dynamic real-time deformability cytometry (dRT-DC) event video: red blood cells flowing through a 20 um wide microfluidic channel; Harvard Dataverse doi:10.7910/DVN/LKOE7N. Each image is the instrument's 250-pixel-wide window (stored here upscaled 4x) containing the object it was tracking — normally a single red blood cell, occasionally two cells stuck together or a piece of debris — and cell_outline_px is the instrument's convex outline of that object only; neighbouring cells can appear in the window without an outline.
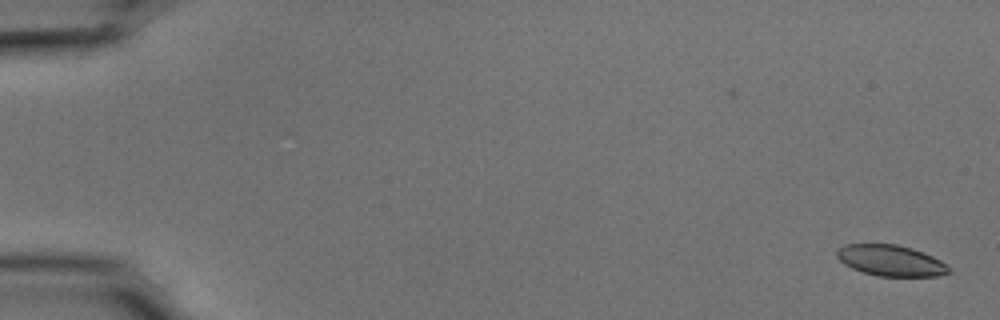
{"species": "common noctule bat (a hibernating species)", "species_latin": "Nyctalus noctula", "temperature_condition": "cold", "stored_images_in_passage": 55, "camera_frame_rate_fps": 3000, "um_per_image_px": 0.085, "animal": {"sex": "male", "body_mass_g": 15.6}, "frame": {"image": 1, "passage_image": 1, "time_ms": 0.0, "image_size_px": [1000, 320], "cell_outline_px": [[952, 272], [936, 276], [876, 276], [852, 268], [844, 264], [836, 256], [836, 252], [844, 244], [896, 244], [912, 248], [924, 252], [948, 264], [952, 268]], "centroid_in_image_um": [75.75, 22.15], "position_along_channel_um": 9.2, "area_um2": 20.35}}
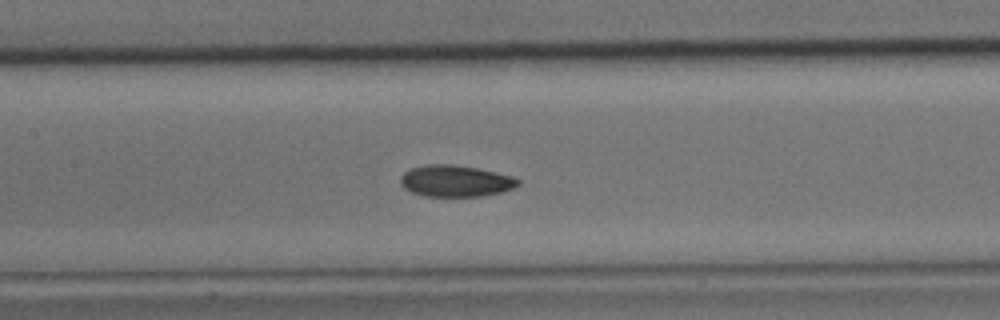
{"frame": {"image": 2, "passage_image": 26, "time_ms": 8.333, "image_size_px": [1000, 320], "cell_outline_px": [[520, 184], [512, 188], [500, 192], [480, 196], [424, 196], [412, 192], [404, 188], [400, 184], [400, 176], [408, 168], [424, 164], [452, 164], [476, 168], [496, 172], [512, 176], [520, 180]], "centroid_in_image_um": [38.67, 15.37], "position_along_channel_um": 168.7, "area_um2": 21.68}}
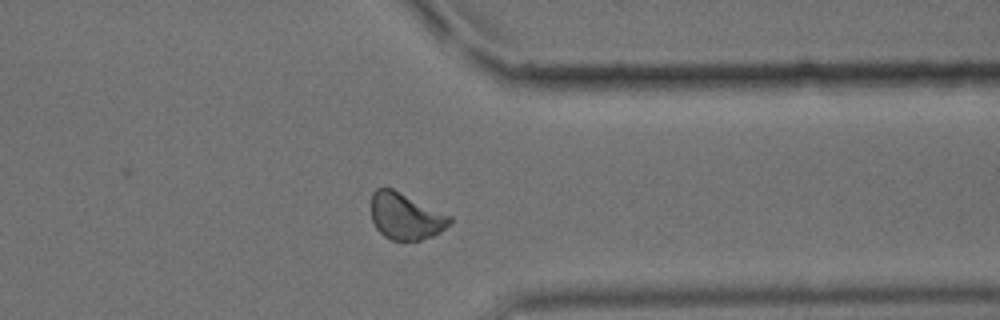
{"frame": {"image": 3, "passage_image": 43, "time_ms": 14.0, "image_size_px": [1000, 320], "cell_outline_px": [[452, 220], [440, 232], [432, 236], [420, 240], [392, 240], [384, 236], [376, 228], [372, 220], [372, 192], [376, 188], [392, 188], [452, 216]], "centroid_in_image_um": [34.47, 18.38], "position_along_channel_um": 376.9, "area_um2": 21.15}, "authors_computed_cell_mechanics": {"area_um2": 21.4438, "velocity_mm_per_s": 3.7288, "shape_relaxation_time_tau1_ms": 4.1213, "shape_relaxation_time_tau2_ms": 4.3549, "deformation_change_tau1": 0.0921, "deformation_change_tau2": 0.0803}}